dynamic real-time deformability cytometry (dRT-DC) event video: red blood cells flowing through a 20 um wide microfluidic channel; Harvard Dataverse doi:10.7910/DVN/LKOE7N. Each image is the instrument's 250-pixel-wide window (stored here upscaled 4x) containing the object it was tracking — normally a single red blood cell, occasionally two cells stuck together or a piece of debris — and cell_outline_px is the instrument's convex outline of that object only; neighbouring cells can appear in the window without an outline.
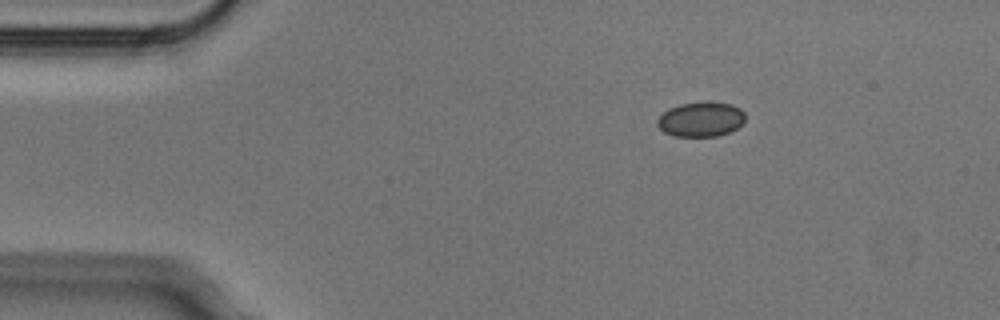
{"species": "Egyptian fruit bat (a non-hibernating species)", "species_latin": "Rousettus aegyptiacus", "temperature_condition": "cold", "stored_images_in_passage": 5, "segment_of_instrument_passage": [2, 2], "camera_frame_rate_fps": 3000, "um_per_image_px": 0.085, "animal": {"sex": "male"}, "frame": {"image": 1, "passage_image": 5, "time_ms": 1.333, "image_size_px": [1000, 320], "cell_outline_px": [[744, 120], [736, 128], [728, 132], [716, 136], [672, 136], [664, 132], [656, 124], [656, 120], [668, 108], [680, 104], [704, 100], [708, 100], [732, 104], [740, 108], [744, 112]], "centroid_in_image_um": [59.55, 10.11], "position_along_channel_um": 25.4, "area_um2": 18.03}}